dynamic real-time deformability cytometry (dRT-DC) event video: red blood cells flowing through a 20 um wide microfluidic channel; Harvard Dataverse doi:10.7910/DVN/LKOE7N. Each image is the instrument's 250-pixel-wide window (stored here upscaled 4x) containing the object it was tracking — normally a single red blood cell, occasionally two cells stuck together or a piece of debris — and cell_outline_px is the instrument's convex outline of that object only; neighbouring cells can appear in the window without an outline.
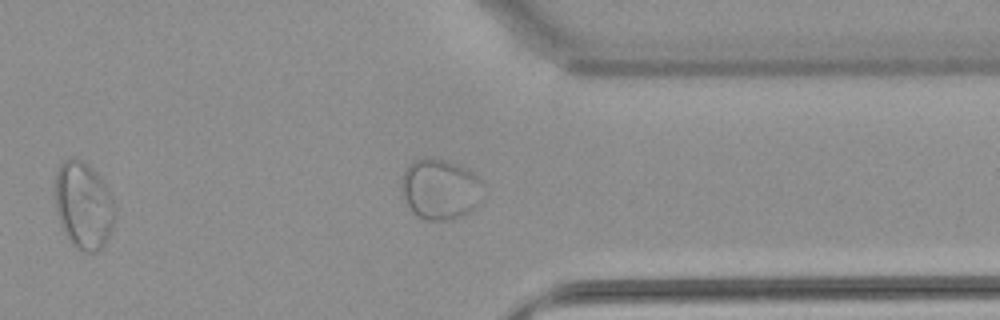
{"species": "common noctule bat (a hibernating species)", "species_latin": "Nyctalus noctula", "temperature_condition": "warm", "stored_images_in_passage": 45, "camera_frame_rate_fps": 3000, "um_per_image_px": 0.085, "animal": {"sex": "female", "body_mass_g": 22.7, "forearm_length_mm": 54.2}, "frame": {"image": 1, "passage_image": 39, "time_ms": 12.667, "image_size_px": [1000, 320], "cell_outline_px": [[488, 192], [480, 204], [472, 212], [464, 216], [452, 220], [424, 220], [412, 212], [404, 196], [400, 184], [404, 168], [408, 164], [416, 160], [444, 160], [468, 168], [488, 184]], "centroid_in_image_um": [37.54, 16.12], "position_along_channel_um": 373.9, "area_um2": 29.77}}